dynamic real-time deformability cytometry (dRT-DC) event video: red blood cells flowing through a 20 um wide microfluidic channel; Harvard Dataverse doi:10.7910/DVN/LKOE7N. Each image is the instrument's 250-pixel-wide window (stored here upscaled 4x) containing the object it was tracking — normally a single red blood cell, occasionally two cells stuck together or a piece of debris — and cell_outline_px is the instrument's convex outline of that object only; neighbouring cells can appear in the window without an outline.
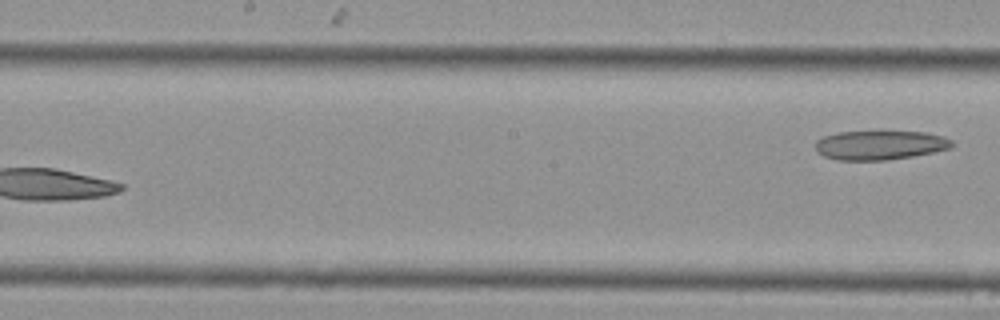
{"species": "Egyptian fruit bat (a non-hibernating species)", "species_latin": "Rousettus aegyptiacus", "temperature_condition": "cold", "stored_images_in_passage": 10, "segment_of_instrument_passage": [2, 2], "camera_frame_rate_fps": 3000, "um_per_image_px": 0.085, "animal": {"sex": "female"}, "frame": {"image": 1, "passage_image": 10, "time_ms": 3.0, "image_size_px": [1000, 320], "cell_outline_px": [[952, 148], [912, 156], [888, 160], [836, 160], [824, 156], [816, 152], [816, 140], [824, 136], [836, 132], [924, 132], [944, 136], [952, 140]], "centroid_in_image_um": [74.78, 12.34], "position_along_channel_um": 173.4, "area_um2": 23.18}}